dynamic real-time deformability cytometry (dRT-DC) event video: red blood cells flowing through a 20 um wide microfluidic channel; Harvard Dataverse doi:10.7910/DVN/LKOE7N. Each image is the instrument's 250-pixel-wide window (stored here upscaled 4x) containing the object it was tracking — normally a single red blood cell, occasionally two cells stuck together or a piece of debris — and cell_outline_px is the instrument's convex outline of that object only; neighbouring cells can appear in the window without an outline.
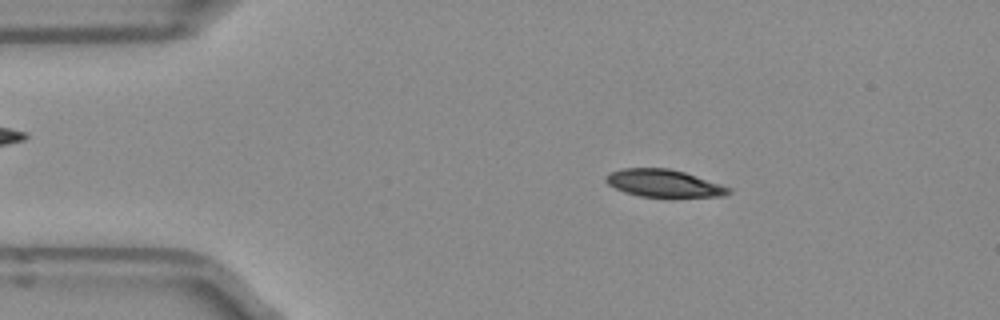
{"species": "Egyptian fruit bat (a non-hibernating species)", "species_latin": "Rousettus aegyptiacus", "temperature_condition": "room temperature", "stored_images_in_passage": 45, "camera_frame_rate_fps": 3000, "um_per_image_px": 0.085, "frame": {"image": 1, "passage_image": 3, "time_ms": 0.667, "image_size_px": [1000, 320], "cell_outline_px": [[732, 192], [724, 196], [640, 196], [624, 192], [608, 184], [604, 180], [604, 176], [608, 172], [624, 168], [668, 168], [684, 172], [732, 188]], "centroid_in_image_um": [56.38, 15.56], "position_along_channel_um": 28.6, "area_um2": 19.42}}
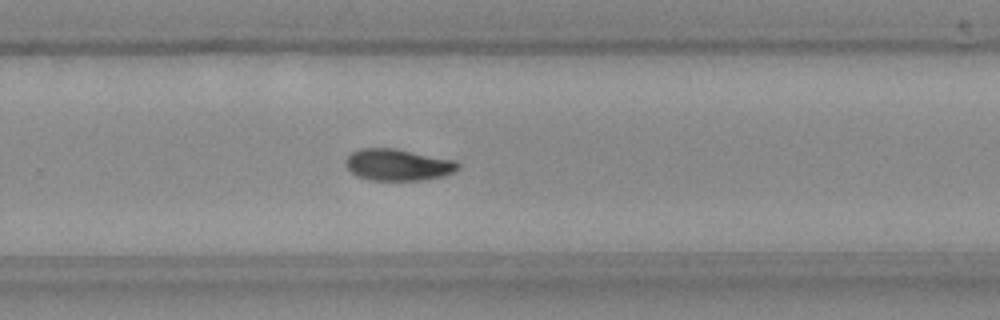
{"frame": {"image": 2, "passage_image": 27, "time_ms": 8.667, "image_size_px": [1000, 320], "cell_outline_px": [[460, 168], [456, 172], [444, 176], [424, 180], [368, 180], [356, 176], [344, 164], [344, 160], [352, 152], [360, 148], [396, 148], [456, 160], [460, 164]], "centroid_in_image_um": [33.85, 14.01], "position_along_channel_um": 295.9, "area_um2": 21.1}}
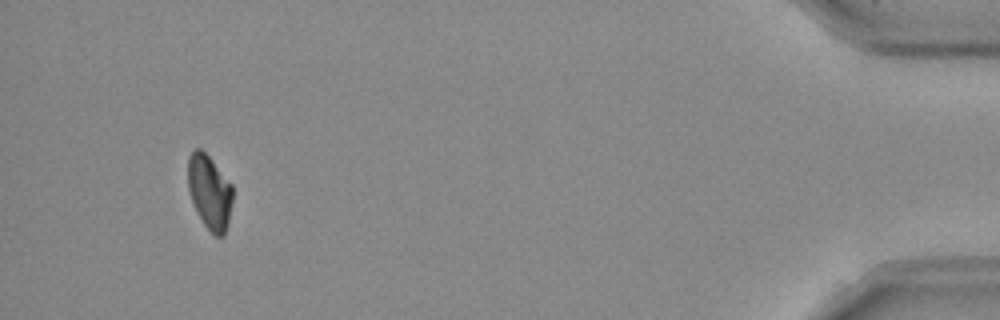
{"frame": {"image": 3, "passage_image": 42, "time_ms": 13.667, "image_size_px": [1000, 320], "cell_outline_px": [[232, 200], [228, 224], [224, 236], [216, 236], [204, 224], [192, 200], [188, 188], [188, 156], [196, 148], [200, 148], [212, 160], [232, 184]], "centroid_in_image_um": [17.82, 16.3], "position_along_channel_um": 417.4, "area_um2": 19.07}, "authors_computed_cell_mechanics": {"area_um2": 20.8658, "velocity_mm_per_s": 3.9652, "shape_relaxation_time_tau1_ms": 3.2318, "shape_relaxation_time_tau2_ms": null, "deformation_change_tau1": 0.1402, "deformation_change_tau2": null}}